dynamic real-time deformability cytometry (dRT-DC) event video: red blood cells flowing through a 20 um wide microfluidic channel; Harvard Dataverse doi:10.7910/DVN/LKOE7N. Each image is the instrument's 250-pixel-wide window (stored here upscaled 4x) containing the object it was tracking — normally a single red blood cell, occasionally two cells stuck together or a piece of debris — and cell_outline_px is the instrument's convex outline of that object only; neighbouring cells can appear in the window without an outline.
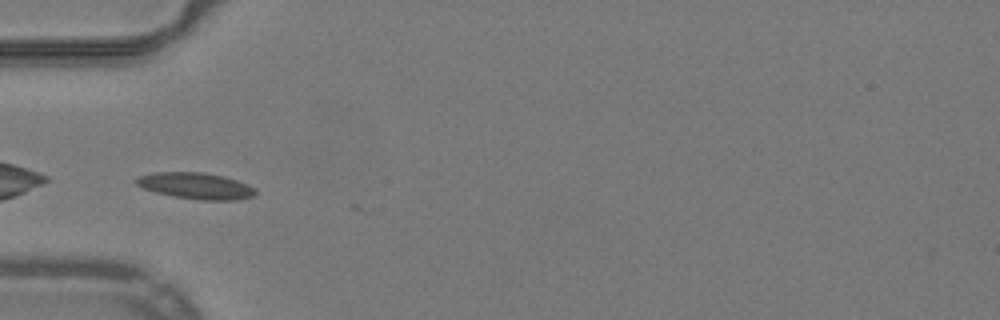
{"species": "common noctule bat (a hibernating species)", "species_latin": "Nyctalus noctula", "temperature_condition": "warm", "stored_images_in_passage": 3, "camera_frame_rate_fps": 3000, "um_per_image_px": 0.085, "animal": {"sex": "male", "body_mass_g": 19.2, "forearm_length_mm": 51.8}, "frame": {"image": 1, "passage_image": 1, "time_ms": 0.0, "image_size_px": [1000, 320], "cell_outline_px": [[256, 192], [252, 196], [236, 200], [200, 200], [172, 196], [156, 192], [144, 188], [136, 184], [136, 180], [140, 176], [152, 172], [204, 172], [224, 176], [248, 184], [256, 188]], "centroid_in_image_um": [16.67, 15.79], "position_along_channel_um": 68.3, "area_um2": 18.26}}